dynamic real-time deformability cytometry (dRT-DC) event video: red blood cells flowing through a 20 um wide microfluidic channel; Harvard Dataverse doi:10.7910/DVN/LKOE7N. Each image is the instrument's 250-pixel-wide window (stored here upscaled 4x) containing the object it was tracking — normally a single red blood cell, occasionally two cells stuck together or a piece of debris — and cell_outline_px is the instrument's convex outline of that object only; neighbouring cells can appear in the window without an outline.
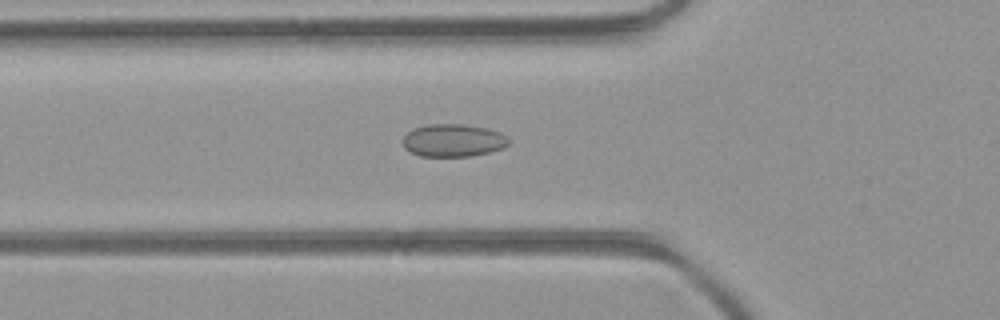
{"species": "common noctule bat (a hibernating species)", "species_latin": "Nyctalus noctula", "temperature_condition": "room temperature", "stored_images_in_passage": 40, "camera_frame_rate_fps": 3000, "um_per_image_px": 0.085, "animal": {"sex": "female", "body_mass_g": 21.9}, "frame": {"image": 1, "passage_image": 9, "time_ms": 2.667, "image_size_px": [1000, 320], "cell_outline_px": [[512, 140], [504, 148], [472, 156], [420, 156], [404, 148], [400, 140], [412, 128], [428, 124], [464, 124], [488, 128], [500, 132], [508, 136]], "centroid_in_image_um": [38.53, 11.92], "position_along_channel_um": 87.3, "area_um2": 20.52}}
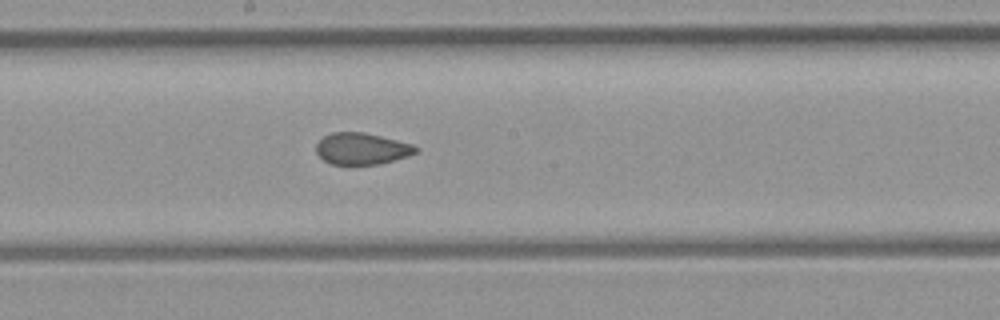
{"frame": {"image": 2, "passage_image": 18, "time_ms": 5.667, "image_size_px": [1000, 320], "cell_outline_px": [[420, 148], [416, 152], [408, 156], [380, 164], [332, 164], [324, 160], [316, 152], [316, 144], [324, 136], [332, 132], [364, 132], [412, 144]], "centroid_in_image_um": [30.75, 12.63], "position_along_channel_um": 217.4, "area_um2": 18.21}}
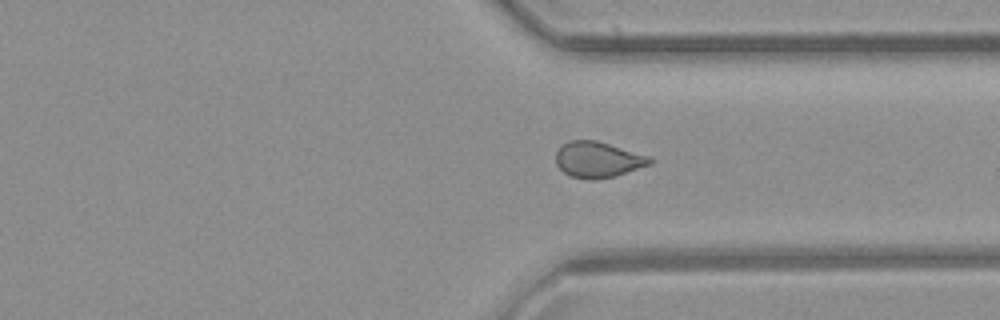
{"frame": {"image": 3, "passage_image": 28, "time_ms": 9.0, "image_size_px": [1000, 320], "cell_outline_px": [[652, 164], [616, 176], [592, 180], [588, 180], [572, 176], [564, 172], [556, 164], [556, 152], [564, 144], [572, 140], [596, 140], [652, 156]], "centroid_in_image_um": [50.87, 13.57], "position_along_channel_um": 360.5, "area_um2": 19.71}, "authors_computed_cell_mechanics": {"area_um2": 19.5942, "velocity_mm_per_s": 4.3039, "shape_relaxation_time_tau1_ms": null, "shape_relaxation_time_tau2_ms": 1.4051, "deformation_change_tau1": null, "deformation_change_tau2": 0.0725}}